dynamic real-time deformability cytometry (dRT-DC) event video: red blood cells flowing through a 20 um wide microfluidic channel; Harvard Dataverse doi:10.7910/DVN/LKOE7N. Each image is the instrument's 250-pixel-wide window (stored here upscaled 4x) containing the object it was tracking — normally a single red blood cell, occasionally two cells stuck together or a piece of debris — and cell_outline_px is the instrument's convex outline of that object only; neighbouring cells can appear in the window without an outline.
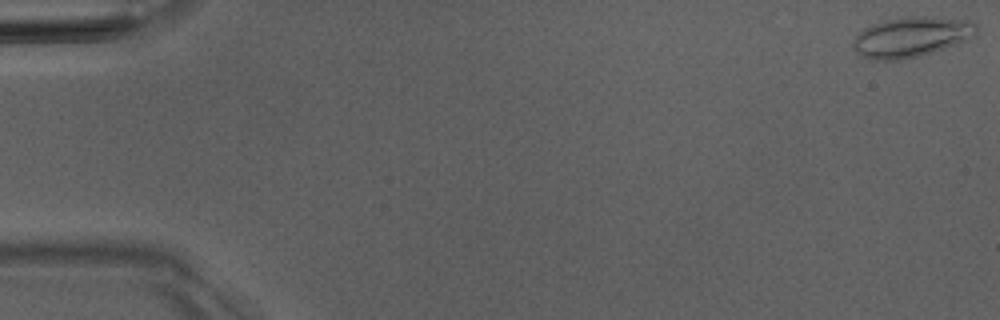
{"species": "Egyptian fruit bat (a non-hibernating species)", "species_latin": "Rousettus aegyptiacus", "temperature_condition": "room temperature", "stored_images_in_passage": 7, "camera_frame_rate_fps": 3000, "um_per_image_px": 0.085, "animal": {"sex": "male"}, "frame": {"image": 1, "passage_image": 1, "time_ms": 0.0, "image_size_px": [1000, 320], "cell_outline_px": [[976, 32], [968, 40], [944, 48], [916, 56], [896, 60], [868, 60], [860, 56], [852, 48], [852, 40], [856, 32], [872, 24], [888, 20], [908, 16], [924, 16], [972, 20], [976, 24]], "centroid_in_image_um": [77.4, 3.14], "position_along_channel_um": 7.6, "area_um2": 28.96}}
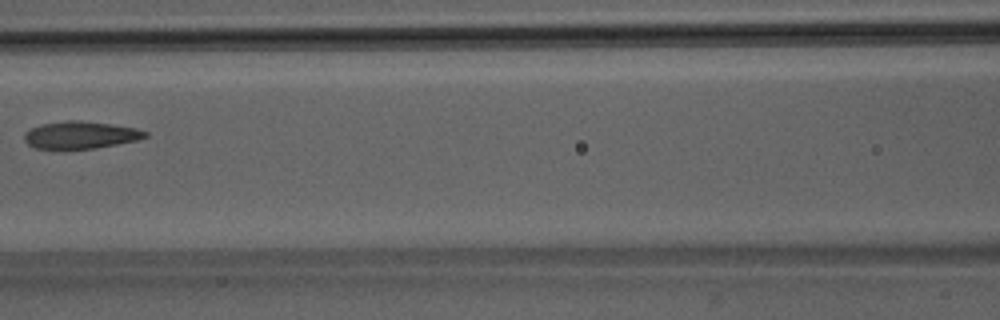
{"frame": {"image": 2, "passage_image": 7, "time_ms": 7.667, "image_size_px": [1000, 320], "cell_outline_px": [[148, 136], [136, 140], [96, 148], [36, 148], [28, 144], [24, 140], [24, 132], [40, 124], [68, 120], [80, 120], [136, 128], [148, 132]], "centroid_in_image_um": [6.83, 11.46], "position_along_channel_um": 159.8, "area_um2": 18.96}}